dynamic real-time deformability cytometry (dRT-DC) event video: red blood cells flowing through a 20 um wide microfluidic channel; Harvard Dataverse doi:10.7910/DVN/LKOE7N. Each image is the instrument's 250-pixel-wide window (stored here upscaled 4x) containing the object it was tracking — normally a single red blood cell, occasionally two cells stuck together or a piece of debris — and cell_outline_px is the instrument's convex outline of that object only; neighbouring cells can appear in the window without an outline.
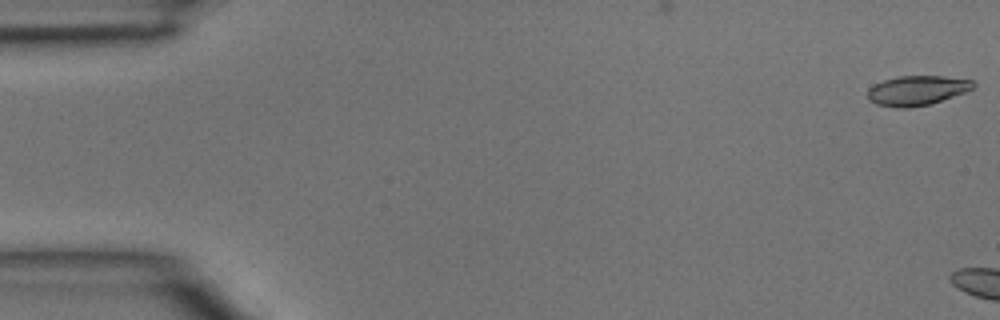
{"species": "common noctule bat (a hibernating species)", "species_latin": "Nyctalus noctula", "temperature_condition": "room temperature", "stored_images_in_passage": 4, "camera_frame_rate_fps": 3000, "um_per_image_px": 0.085, "animal": {"sex": "male", "body_mass_g": 15.6}, "frame": {"image": 1, "passage_image": 1, "time_ms": 0.0, "image_size_px": [1000, 320], "cell_outline_px": [[976, 84], [972, 88], [964, 92], [928, 104], [908, 108], [900, 108], [876, 104], [868, 100], [868, 88], [884, 80], [896, 76], [944, 76], [972, 80]], "centroid_in_image_um": [77.91, 7.68], "position_along_channel_um": 7.1, "area_um2": 18.03}}